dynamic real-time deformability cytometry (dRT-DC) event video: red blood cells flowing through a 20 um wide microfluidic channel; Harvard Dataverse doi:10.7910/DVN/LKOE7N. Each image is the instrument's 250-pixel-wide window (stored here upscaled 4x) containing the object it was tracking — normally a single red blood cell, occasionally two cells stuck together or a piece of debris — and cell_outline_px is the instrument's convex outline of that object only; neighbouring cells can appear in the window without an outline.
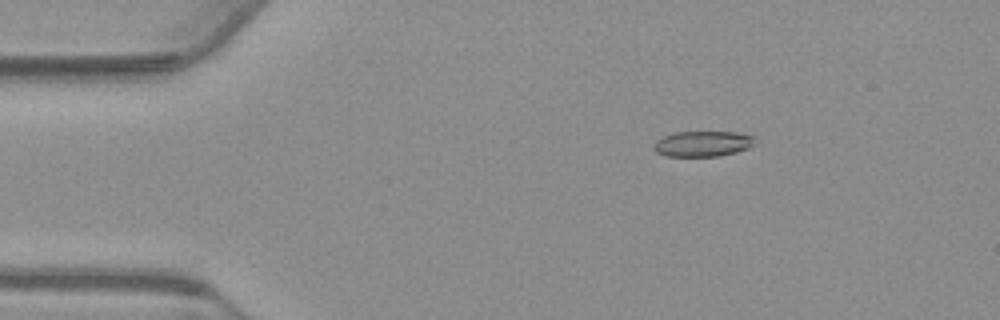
{"species": "common noctule bat (a hibernating species)", "species_latin": "Nyctalus noctula", "temperature_condition": "warm", "stored_images_in_passage": 47, "camera_frame_rate_fps": 3000, "um_per_image_px": 0.085, "animal": {"sex": "male", "body_mass_g": 23.1, "forearm_length_mm": 52.7}, "frame": {"image": 1, "passage_image": 1, "time_ms": 0.0, "image_size_px": [1000, 320], "cell_outline_px": [[756, 144], [748, 148], [736, 152], [720, 156], [664, 156], [656, 152], [652, 148], [656, 140], [672, 132], [736, 132], [756, 136]], "centroid_in_image_um": [59.75, 12.22], "position_along_channel_um": 25.2, "area_um2": 15.32}}
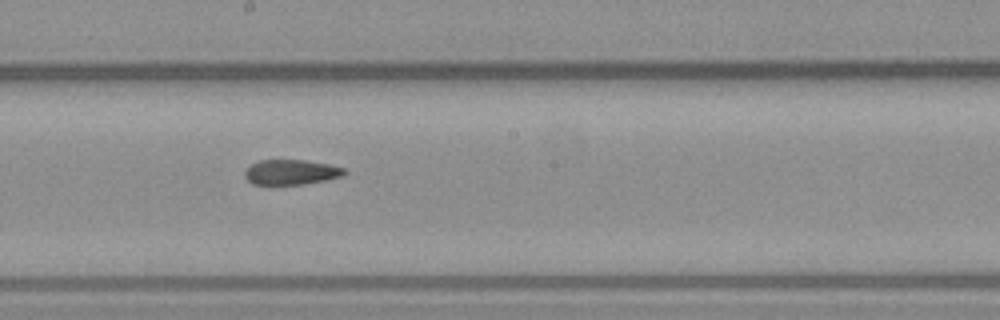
{"frame": {"image": 2, "passage_image": 22, "time_ms": 7.0, "image_size_px": [1000, 320], "cell_outline_px": [[348, 172], [344, 176], [304, 184], [268, 188], [252, 184], [244, 176], [244, 172], [252, 164], [260, 160], [304, 160], [328, 164], [344, 168]], "centroid_in_image_um": [24.7, 14.69], "position_along_channel_um": 223.5, "area_um2": 15.2}}
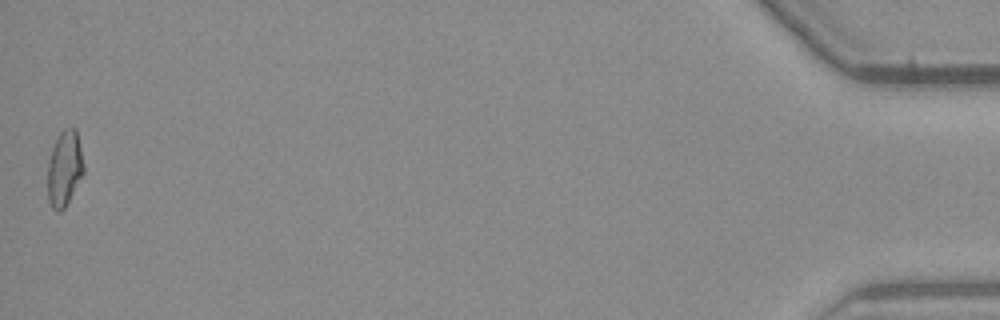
{"frame": {"image": 3, "passage_image": 47, "time_ms": 15.333, "image_size_px": [1000, 320], "cell_outline_px": [[84, 172], [64, 208], [60, 212], [56, 212], [52, 208], [48, 200], [48, 160], [52, 148], [60, 132], [64, 128], [76, 128], [84, 168]], "centroid_in_image_um": [5.46, 14.33], "position_along_channel_um": 429.7, "area_um2": 15.66}, "authors_computed_cell_mechanics": {"area_um2": 15.6638, "velocity_mm_per_s": 3.7393, "shape_relaxation_time_tau1_ms": null, "shape_relaxation_time_tau2_ms": 2.4062, "deformation_change_tau1": null, "deformation_change_tau2": 0.0934}}